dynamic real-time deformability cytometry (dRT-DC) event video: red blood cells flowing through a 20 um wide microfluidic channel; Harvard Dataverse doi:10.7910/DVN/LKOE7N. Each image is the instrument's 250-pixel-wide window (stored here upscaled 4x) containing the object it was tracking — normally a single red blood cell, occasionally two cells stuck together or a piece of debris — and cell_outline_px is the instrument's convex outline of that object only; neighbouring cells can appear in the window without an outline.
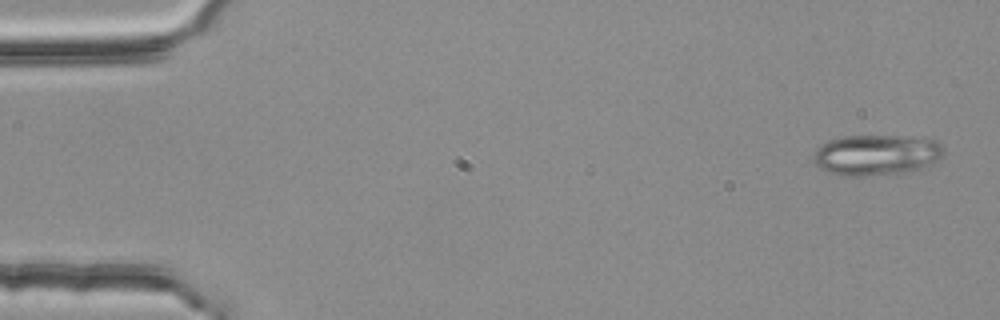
{"species": "common noctule bat (a hibernating species)", "species_latin": "Nyctalus noctula", "temperature_condition": "room temperature", "stored_images_in_passage": 8, "camera_frame_rate_fps": 3000, "um_per_image_px": 0.085, "animal": {"sex": "female", "body_mass_g": 25.1}, "frame": {"image": 1, "passage_image": 1, "time_ms": 0.0, "image_size_px": [1000, 320], "cell_outline_px": [[944, 156], [932, 164], [908, 172], [856, 176], [840, 176], [828, 172], [820, 168], [812, 160], [812, 156], [816, 148], [820, 144], [828, 140], [840, 136], [892, 136], [936, 140], [944, 148]], "centroid_in_image_um": [74.45, 13.17], "position_along_channel_um": 10.6, "area_um2": 31.04}}